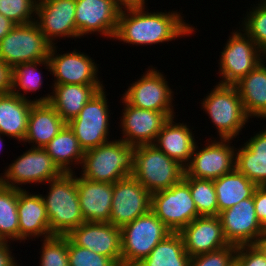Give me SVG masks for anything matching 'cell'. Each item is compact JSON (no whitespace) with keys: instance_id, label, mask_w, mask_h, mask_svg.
Returning <instances> with one entry per match:
<instances>
[{"instance_id":"obj_1","label":"cell","mask_w":266,"mask_h":266,"mask_svg":"<svg viewBox=\"0 0 266 266\" xmlns=\"http://www.w3.org/2000/svg\"><path fill=\"white\" fill-rule=\"evenodd\" d=\"M148 10V7L121 9L113 41L118 40L129 44L128 46H155L180 37H191L198 30L184 20L182 12Z\"/></svg>"},{"instance_id":"obj_2","label":"cell","mask_w":266,"mask_h":266,"mask_svg":"<svg viewBox=\"0 0 266 266\" xmlns=\"http://www.w3.org/2000/svg\"><path fill=\"white\" fill-rule=\"evenodd\" d=\"M76 173H63L47 182L46 195H41L52 235L67 236L85 221L81 214Z\"/></svg>"},{"instance_id":"obj_3","label":"cell","mask_w":266,"mask_h":266,"mask_svg":"<svg viewBox=\"0 0 266 266\" xmlns=\"http://www.w3.org/2000/svg\"><path fill=\"white\" fill-rule=\"evenodd\" d=\"M135 146L114 139L84 151L80 176L92 181L116 183L131 176L134 170Z\"/></svg>"},{"instance_id":"obj_4","label":"cell","mask_w":266,"mask_h":266,"mask_svg":"<svg viewBox=\"0 0 266 266\" xmlns=\"http://www.w3.org/2000/svg\"><path fill=\"white\" fill-rule=\"evenodd\" d=\"M210 93L200 100L201 109L216 127L219 139H237L242 130L250 122L246 115L238 90L234 85L216 83Z\"/></svg>"},{"instance_id":"obj_5","label":"cell","mask_w":266,"mask_h":266,"mask_svg":"<svg viewBox=\"0 0 266 266\" xmlns=\"http://www.w3.org/2000/svg\"><path fill=\"white\" fill-rule=\"evenodd\" d=\"M185 167L154 144L135 147L132 176L151 194L169 189L184 176Z\"/></svg>"},{"instance_id":"obj_6","label":"cell","mask_w":266,"mask_h":266,"mask_svg":"<svg viewBox=\"0 0 266 266\" xmlns=\"http://www.w3.org/2000/svg\"><path fill=\"white\" fill-rule=\"evenodd\" d=\"M219 53L217 74L221 79L216 83L222 85L236 84L266 59V54L240 27L232 29Z\"/></svg>"},{"instance_id":"obj_7","label":"cell","mask_w":266,"mask_h":266,"mask_svg":"<svg viewBox=\"0 0 266 266\" xmlns=\"http://www.w3.org/2000/svg\"><path fill=\"white\" fill-rule=\"evenodd\" d=\"M172 232L150 210L121 228L122 266H135Z\"/></svg>"},{"instance_id":"obj_8","label":"cell","mask_w":266,"mask_h":266,"mask_svg":"<svg viewBox=\"0 0 266 266\" xmlns=\"http://www.w3.org/2000/svg\"><path fill=\"white\" fill-rule=\"evenodd\" d=\"M100 89L67 124L73 130L80 147L86 151L98 147L110 139V111L108 93ZM110 114V115H109Z\"/></svg>"},{"instance_id":"obj_9","label":"cell","mask_w":266,"mask_h":266,"mask_svg":"<svg viewBox=\"0 0 266 266\" xmlns=\"http://www.w3.org/2000/svg\"><path fill=\"white\" fill-rule=\"evenodd\" d=\"M153 65L148 66L145 73L130 83L122 98L132 106L166 113L170 118L176 117L173 103L174 91L166 79V75Z\"/></svg>"},{"instance_id":"obj_10","label":"cell","mask_w":266,"mask_h":266,"mask_svg":"<svg viewBox=\"0 0 266 266\" xmlns=\"http://www.w3.org/2000/svg\"><path fill=\"white\" fill-rule=\"evenodd\" d=\"M12 161L0 173V183L4 186L22 190L26 189L23 185H46L63 174L43 148L30 147Z\"/></svg>"},{"instance_id":"obj_11","label":"cell","mask_w":266,"mask_h":266,"mask_svg":"<svg viewBox=\"0 0 266 266\" xmlns=\"http://www.w3.org/2000/svg\"><path fill=\"white\" fill-rule=\"evenodd\" d=\"M52 46L35 21L17 24L0 40V58L13 68L20 63L47 60Z\"/></svg>"},{"instance_id":"obj_12","label":"cell","mask_w":266,"mask_h":266,"mask_svg":"<svg viewBox=\"0 0 266 266\" xmlns=\"http://www.w3.org/2000/svg\"><path fill=\"white\" fill-rule=\"evenodd\" d=\"M205 141L203 147L198 146L201 143L197 141L190 162L185 166V174L197 179L215 180L234 171L236 148L232 141L236 140L211 137Z\"/></svg>"},{"instance_id":"obj_13","label":"cell","mask_w":266,"mask_h":266,"mask_svg":"<svg viewBox=\"0 0 266 266\" xmlns=\"http://www.w3.org/2000/svg\"><path fill=\"white\" fill-rule=\"evenodd\" d=\"M151 211L171 232H180L200 217L189 185L183 179L169 189L151 194Z\"/></svg>"},{"instance_id":"obj_14","label":"cell","mask_w":266,"mask_h":266,"mask_svg":"<svg viewBox=\"0 0 266 266\" xmlns=\"http://www.w3.org/2000/svg\"><path fill=\"white\" fill-rule=\"evenodd\" d=\"M60 49L53 45L48 57L50 74L54 76L51 84H103L98 76L100 64L95 63L90 55L76 48L59 54Z\"/></svg>"},{"instance_id":"obj_15","label":"cell","mask_w":266,"mask_h":266,"mask_svg":"<svg viewBox=\"0 0 266 266\" xmlns=\"http://www.w3.org/2000/svg\"><path fill=\"white\" fill-rule=\"evenodd\" d=\"M151 210V193L132 175L113 184L110 222L122 228Z\"/></svg>"},{"instance_id":"obj_16","label":"cell","mask_w":266,"mask_h":266,"mask_svg":"<svg viewBox=\"0 0 266 266\" xmlns=\"http://www.w3.org/2000/svg\"><path fill=\"white\" fill-rule=\"evenodd\" d=\"M75 22L79 37L99 35L114 38L121 8L115 0H75Z\"/></svg>"},{"instance_id":"obj_17","label":"cell","mask_w":266,"mask_h":266,"mask_svg":"<svg viewBox=\"0 0 266 266\" xmlns=\"http://www.w3.org/2000/svg\"><path fill=\"white\" fill-rule=\"evenodd\" d=\"M123 109L119 117L122 141L130 146L153 144L163 125L169 120L164 112L141 109L129 105L122 97Z\"/></svg>"},{"instance_id":"obj_18","label":"cell","mask_w":266,"mask_h":266,"mask_svg":"<svg viewBox=\"0 0 266 266\" xmlns=\"http://www.w3.org/2000/svg\"><path fill=\"white\" fill-rule=\"evenodd\" d=\"M75 9V0H38L35 22L53 45L65 38L81 39L76 29Z\"/></svg>"},{"instance_id":"obj_19","label":"cell","mask_w":266,"mask_h":266,"mask_svg":"<svg viewBox=\"0 0 266 266\" xmlns=\"http://www.w3.org/2000/svg\"><path fill=\"white\" fill-rule=\"evenodd\" d=\"M218 217L229 244H253L266 231L256 217L253 196L220 212Z\"/></svg>"},{"instance_id":"obj_20","label":"cell","mask_w":266,"mask_h":266,"mask_svg":"<svg viewBox=\"0 0 266 266\" xmlns=\"http://www.w3.org/2000/svg\"><path fill=\"white\" fill-rule=\"evenodd\" d=\"M67 237L77 246L111 258L122 266L121 228L109 222H84Z\"/></svg>"},{"instance_id":"obj_21","label":"cell","mask_w":266,"mask_h":266,"mask_svg":"<svg viewBox=\"0 0 266 266\" xmlns=\"http://www.w3.org/2000/svg\"><path fill=\"white\" fill-rule=\"evenodd\" d=\"M104 84H52V92L36 96L34 103H49L61 118L68 123L76 117L84 105Z\"/></svg>"},{"instance_id":"obj_22","label":"cell","mask_w":266,"mask_h":266,"mask_svg":"<svg viewBox=\"0 0 266 266\" xmlns=\"http://www.w3.org/2000/svg\"><path fill=\"white\" fill-rule=\"evenodd\" d=\"M184 247L190 257L218 250L229 243L225 239L218 216H200L180 232Z\"/></svg>"},{"instance_id":"obj_23","label":"cell","mask_w":266,"mask_h":266,"mask_svg":"<svg viewBox=\"0 0 266 266\" xmlns=\"http://www.w3.org/2000/svg\"><path fill=\"white\" fill-rule=\"evenodd\" d=\"M31 193L27 189H18L19 244L53 236L40 193Z\"/></svg>"},{"instance_id":"obj_24","label":"cell","mask_w":266,"mask_h":266,"mask_svg":"<svg viewBox=\"0 0 266 266\" xmlns=\"http://www.w3.org/2000/svg\"><path fill=\"white\" fill-rule=\"evenodd\" d=\"M78 175V199L84 221L110 222L113 183L87 180Z\"/></svg>"},{"instance_id":"obj_25","label":"cell","mask_w":266,"mask_h":266,"mask_svg":"<svg viewBox=\"0 0 266 266\" xmlns=\"http://www.w3.org/2000/svg\"><path fill=\"white\" fill-rule=\"evenodd\" d=\"M177 118L172 117L163 125L153 143L159 150L168 157L178 161L182 166H186L191 159L196 145L194 127L189 123L176 122ZM193 131V132H192Z\"/></svg>"},{"instance_id":"obj_26","label":"cell","mask_w":266,"mask_h":266,"mask_svg":"<svg viewBox=\"0 0 266 266\" xmlns=\"http://www.w3.org/2000/svg\"><path fill=\"white\" fill-rule=\"evenodd\" d=\"M265 127L236 148L235 169L257 186H266Z\"/></svg>"},{"instance_id":"obj_27","label":"cell","mask_w":266,"mask_h":266,"mask_svg":"<svg viewBox=\"0 0 266 266\" xmlns=\"http://www.w3.org/2000/svg\"><path fill=\"white\" fill-rule=\"evenodd\" d=\"M65 124L66 122L49 103H34L30 109L23 144L44 148Z\"/></svg>"},{"instance_id":"obj_28","label":"cell","mask_w":266,"mask_h":266,"mask_svg":"<svg viewBox=\"0 0 266 266\" xmlns=\"http://www.w3.org/2000/svg\"><path fill=\"white\" fill-rule=\"evenodd\" d=\"M266 59L241 78L234 86L238 90L246 115L266 120Z\"/></svg>"},{"instance_id":"obj_29","label":"cell","mask_w":266,"mask_h":266,"mask_svg":"<svg viewBox=\"0 0 266 266\" xmlns=\"http://www.w3.org/2000/svg\"><path fill=\"white\" fill-rule=\"evenodd\" d=\"M33 101L12 92L0 94V133L23 143Z\"/></svg>"},{"instance_id":"obj_30","label":"cell","mask_w":266,"mask_h":266,"mask_svg":"<svg viewBox=\"0 0 266 266\" xmlns=\"http://www.w3.org/2000/svg\"><path fill=\"white\" fill-rule=\"evenodd\" d=\"M43 149L63 173H75L74 168L80 170L84 150L67 123Z\"/></svg>"},{"instance_id":"obj_31","label":"cell","mask_w":266,"mask_h":266,"mask_svg":"<svg viewBox=\"0 0 266 266\" xmlns=\"http://www.w3.org/2000/svg\"><path fill=\"white\" fill-rule=\"evenodd\" d=\"M213 184L217 196L218 215L240 201L252 197L257 188L254 182L236 169L213 180Z\"/></svg>"},{"instance_id":"obj_32","label":"cell","mask_w":266,"mask_h":266,"mask_svg":"<svg viewBox=\"0 0 266 266\" xmlns=\"http://www.w3.org/2000/svg\"><path fill=\"white\" fill-rule=\"evenodd\" d=\"M190 259L182 236L172 232L135 266H189Z\"/></svg>"},{"instance_id":"obj_33","label":"cell","mask_w":266,"mask_h":266,"mask_svg":"<svg viewBox=\"0 0 266 266\" xmlns=\"http://www.w3.org/2000/svg\"><path fill=\"white\" fill-rule=\"evenodd\" d=\"M40 66L41 68L42 66H44V69H46V71L51 72L50 63L48 59L43 61L26 62L15 65L12 68L13 77L11 92L23 99L33 101V99H30L29 96L27 97V94H33L35 92L37 93V90L39 92V90L43 86V72L41 73V71H39L42 70Z\"/></svg>"},{"instance_id":"obj_34","label":"cell","mask_w":266,"mask_h":266,"mask_svg":"<svg viewBox=\"0 0 266 266\" xmlns=\"http://www.w3.org/2000/svg\"><path fill=\"white\" fill-rule=\"evenodd\" d=\"M18 189L0 183V241L19 242Z\"/></svg>"},{"instance_id":"obj_35","label":"cell","mask_w":266,"mask_h":266,"mask_svg":"<svg viewBox=\"0 0 266 266\" xmlns=\"http://www.w3.org/2000/svg\"><path fill=\"white\" fill-rule=\"evenodd\" d=\"M183 180L189 185L199 216H218V204L213 180L188 177Z\"/></svg>"},{"instance_id":"obj_36","label":"cell","mask_w":266,"mask_h":266,"mask_svg":"<svg viewBox=\"0 0 266 266\" xmlns=\"http://www.w3.org/2000/svg\"><path fill=\"white\" fill-rule=\"evenodd\" d=\"M258 2V3H257ZM251 4L244 18L238 23L240 28L256 43V45L266 54V0H258Z\"/></svg>"},{"instance_id":"obj_37","label":"cell","mask_w":266,"mask_h":266,"mask_svg":"<svg viewBox=\"0 0 266 266\" xmlns=\"http://www.w3.org/2000/svg\"><path fill=\"white\" fill-rule=\"evenodd\" d=\"M40 241L39 266H69L67 236L53 235Z\"/></svg>"},{"instance_id":"obj_38","label":"cell","mask_w":266,"mask_h":266,"mask_svg":"<svg viewBox=\"0 0 266 266\" xmlns=\"http://www.w3.org/2000/svg\"><path fill=\"white\" fill-rule=\"evenodd\" d=\"M38 0H0V14L16 25L28 24L36 19Z\"/></svg>"},{"instance_id":"obj_39","label":"cell","mask_w":266,"mask_h":266,"mask_svg":"<svg viewBox=\"0 0 266 266\" xmlns=\"http://www.w3.org/2000/svg\"><path fill=\"white\" fill-rule=\"evenodd\" d=\"M69 266H118L111 258L75 245L68 238Z\"/></svg>"},{"instance_id":"obj_40","label":"cell","mask_w":266,"mask_h":266,"mask_svg":"<svg viewBox=\"0 0 266 266\" xmlns=\"http://www.w3.org/2000/svg\"><path fill=\"white\" fill-rule=\"evenodd\" d=\"M237 246L229 244L223 248L191 257L189 266H228L235 258Z\"/></svg>"},{"instance_id":"obj_41","label":"cell","mask_w":266,"mask_h":266,"mask_svg":"<svg viewBox=\"0 0 266 266\" xmlns=\"http://www.w3.org/2000/svg\"><path fill=\"white\" fill-rule=\"evenodd\" d=\"M235 258L241 266H266L265 258L253 244L237 246Z\"/></svg>"},{"instance_id":"obj_42","label":"cell","mask_w":266,"mask_h":266,"mask_svg":"<svg viewBox=\"0 0 266 266\" xmlns=\"http://www.w3.org/2000/svg\"><path fill=\"white\" fill-rule=\"evenodd\" d=\"M256 217L266 229V186H257L253 193Z\"/></svg>"},{"instance_id":"obj_43","label":"cell","mask_w":266,"mask_h":266,"mask_svg":"<svg viewBox=\"0 0 266 266\" xmlns=\"http://www.w3.org/2000/svg\"><path fill=\"white\" fill-rule=\"evenodd\" d=\"M11 242L8 241H0V266H22V263L18 264V261L15 257L14 253L12 254Z\"/></svg>"},{"instance_id":"obj_44","label":"cell","mask_w":266,"mask_h":266,"mask_svg":"<svg viewBox=\"0 0 266 266\" xmlns=\"http://www.w3.org/2000/svg\"><path fill=\"white\" fill-rule=\"evenodd\" d=\"M12 67L0 58V94L10 93L12 90Z\"/></svg>"},{"instance_id":"obj_45","label":"cell","mask_w":266,"mask_h":266,"mask_svg":"<svg viewBox=\"0 0 266 266\" xmlns=\"http://www.w3.org/2000/svg\"><path fill=\"white\" fill-rule=\"evenodd\" d=\"M147 1L148 0H115L116 4L121 9L148 7V4L146 3Z\"/></svg>"},{"instance_id":"obj_46","label":"cell","mask_w":266,"mask_h":266,"mask_svg":"<svg viewBox=\"0 0 266 266\" xmlns=\"http://www.w3.org/2000/svg\"><path fill=\"white\" fill-rule=\"evenodd\" d=\"M16 24L9 18L0 14V40L6 36Z\"/></svg>"},{"instance_id":"obj_47","label":"cell","mask_w":266,"mask_h":266,"mask_svg":"<svg viewBox=\"0 0 266 266\" xmlns=\"http://www.w3.org/2000/svg\"><path fill=\"white\" fill-rule=\"evenodd\" d=\"M266 260V231L253 243Z\"/></svg>"},{"instance_id":"obj_48","label":"cell","mask_w":266,"mask_h":266,"mask_svg":"<svg viewBox=\"0 0 266 266\" xmlns=\"http://www.w3.org/2000/svg\"><path fill=\"white\" fill-rule=\"evenodd\" d=\"M3 137H5L3 134H1L0 133V152H2V149H3V145L5 146V144H3L4 143V139H3Z\"/></svg>"},{"instance_id":"obj_49","label":"cell","mask_w":266,"mask_h":266,"mask_svg":"<svg viewBox=\"0 0 266 266\" xmlns=\"http://www.w3.org/2000/svg\"><path fill=\"white\" fill-rule=\"evenodd\" d=\"M228 266H241L236 258H234Z\"/></svg>"}]
</instances>
